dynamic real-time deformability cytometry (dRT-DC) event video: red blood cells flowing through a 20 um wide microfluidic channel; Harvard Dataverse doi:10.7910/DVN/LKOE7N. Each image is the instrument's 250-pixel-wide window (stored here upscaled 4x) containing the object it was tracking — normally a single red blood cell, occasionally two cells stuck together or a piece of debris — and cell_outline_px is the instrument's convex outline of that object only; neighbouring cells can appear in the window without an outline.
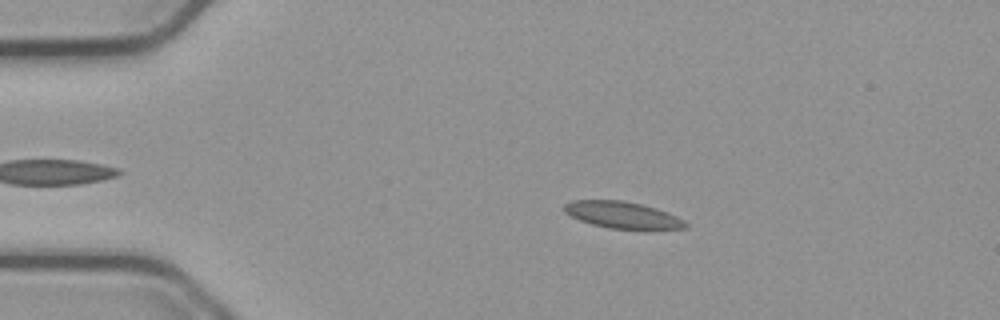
{"species": "common noctule bat (a hibernating species)", "species_latin": "Nyctalus noctula", "temperature_condition": "cold", "stored_images_in_passage": 39, "camera_frame_rate_fps": 3000, "um_per_image_px": 0.085, "animal": {"sex": "male", "body_mass_g": 23.1, "forearm_length_mm": 52.7}, "frame": {"image": 1, "passage_image": 2, "time_ms": 0.333, "image_size_px": [1000, 320], "cell_outline_px": [[688, 228], [648, 232], [608, 228], [592, 224], [580, 220], [564, 212], [564, 204], [572, 200], [624, 200], [656, 208], [668, 212], [684, 220], [688, 224]], "centroid_in_image_um": [53.02, 18.32], "position_along_channel_um": 32.0, "area_um2": 19.71}}
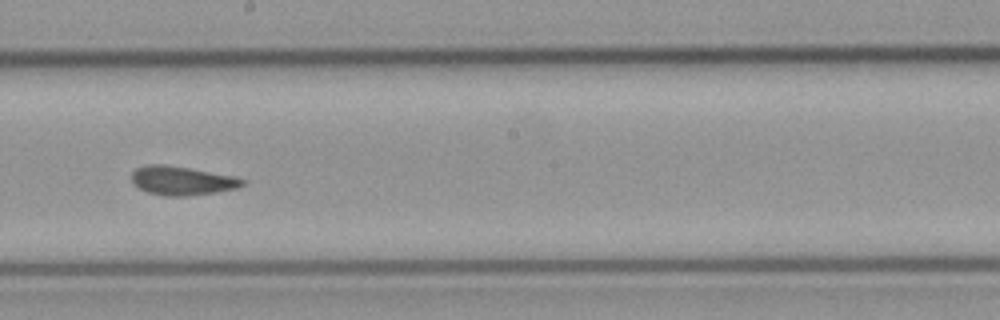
{"frame": {"image": 2, "passage_image": 22, "time_ms": 7.0, "image_size_px": [1000, 320], "cell_outline_px": [[248, 180], [244, 184], [236, 188], [216, 192], [188, 196], [164, 196], [148, 192], [132, 184], [132, 172], [136, 168], [148, 164], [160, 164], [188, 168], [236, 176]], "centroid_in_image_um": [15.48, 15.36], "position_along_channel_um": 232.7, "area_um2": 18.67}}
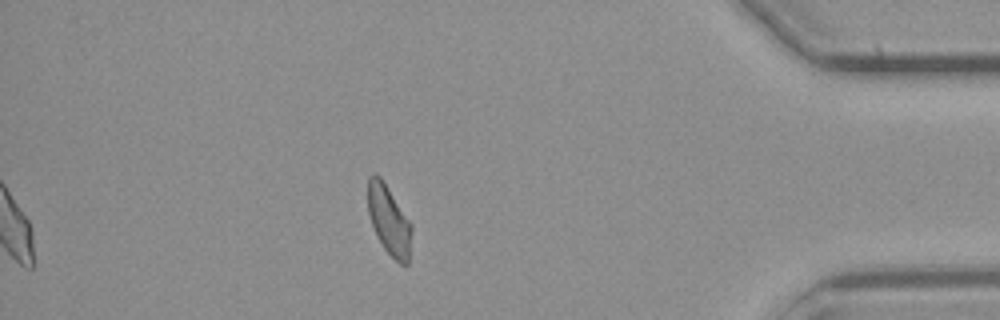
{"frame": {"image": 3, "passage_image": 39, "time_ms": 12.667, "image_size_px": [1000, 320], "cell_outline_px": [[412, 232], [408, 264], [400, 264], [384, 248], [372, 224], [368, 212], [368, 176], [380, 176], [412, 224]], "centroid_in_image_um": [33.08, 18.73], "position_along_channel_um": 402.1, "area_um2": 17.28}, "authors_computed_cell_mechanics": {"area_um2": 18.6694, "velocity_mm_per_s": 3.7597, "shape_relaxation_time_tau1_ms": null, "shape_relaxation_time_tau2_ms": 1.9224, "deformation_change_tau1": null, "deformation_change_tau2": 0.0711}}